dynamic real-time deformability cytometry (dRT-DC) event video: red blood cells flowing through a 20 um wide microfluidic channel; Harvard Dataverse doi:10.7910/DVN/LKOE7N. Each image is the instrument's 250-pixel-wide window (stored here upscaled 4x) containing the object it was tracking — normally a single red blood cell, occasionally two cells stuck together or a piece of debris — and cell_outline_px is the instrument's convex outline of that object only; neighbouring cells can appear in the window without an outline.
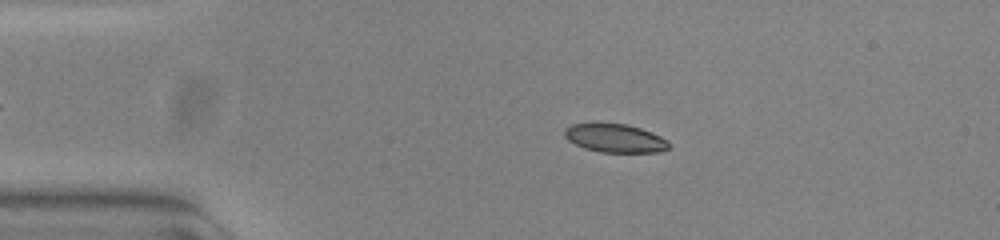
{"species": "common noctule bat (a hibernating species)", "species_latin": "Nyctalus noctula", "temperature_condition": "warm", "stored_images_in_passage": 47, "camera_frame_rate_fps": 3000, "um_per_image_px": 0.085, "animal": {"sex": "female", "body_mass_g": 23.0, "forearm_length_mm": 53.4}, "frame": {"image": 1, "passage_image": 11, "time_ms": 3.333, "image_size_px": [1000, 240], "cell_outline_px": [[668, 148], [660, 152], [600, 152], [584, 148], [568, 140], [564, 136], [564, 128], [572, 124], [596, 120], [628, 124], [652, 132], [668, 140]], "centroid_in_image_um": [52.21, 11.69], "position_along_channel_um": 32.8, "area_um2": 17.98}}
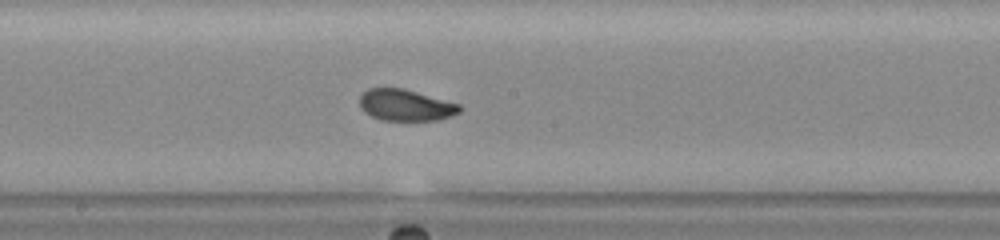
{"frame": {"image": 2, "passage_image": 29, "time_ms": 9.333, "image_size_px": [1000, 240], "cell_outline_px": [[460, 112], [452, 116], [436, 120], [380, 120], [364, 112], [360, 108], [360, 96], [368, 88], [404, 88], [460, 104]], "centroid_in_image_um": [34.47, 8.93], "position_along_channel_um": 213.7, "area_um2": 18.32}}
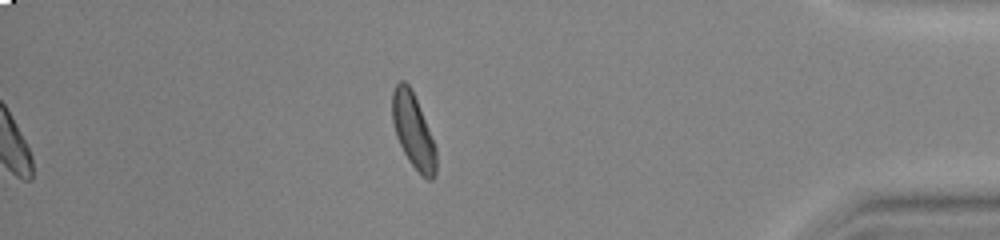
{"frame": {"image": 3, "passage_image": 47, "time_ms": 15.333, "image_size_px": [1000, 240], "cell_outline_px": [[436, 176], [432, 180], [428, 180], [408, 160], [396, 136], [392, 124], [392, 92], [396, 84], [400, 80], [404, 80], [412, 88], [436, 148]], "centroid_in_image_um": [35.11, 11.09], "position_along_channel_um": 400.1, "area_um2": 18.96}, "authors_computed_cell_mechanics": {"area_um2": 18.6116, "velocity_mm_per_s": 3.7883, "shape_relaxation_time_tau1_ms": 2.7698, "shape_relaxation_time_tau2_ms": 1.4614, "deformation_change_tau1": 0.1575, "deformation_change_tau2": 0.0697}}